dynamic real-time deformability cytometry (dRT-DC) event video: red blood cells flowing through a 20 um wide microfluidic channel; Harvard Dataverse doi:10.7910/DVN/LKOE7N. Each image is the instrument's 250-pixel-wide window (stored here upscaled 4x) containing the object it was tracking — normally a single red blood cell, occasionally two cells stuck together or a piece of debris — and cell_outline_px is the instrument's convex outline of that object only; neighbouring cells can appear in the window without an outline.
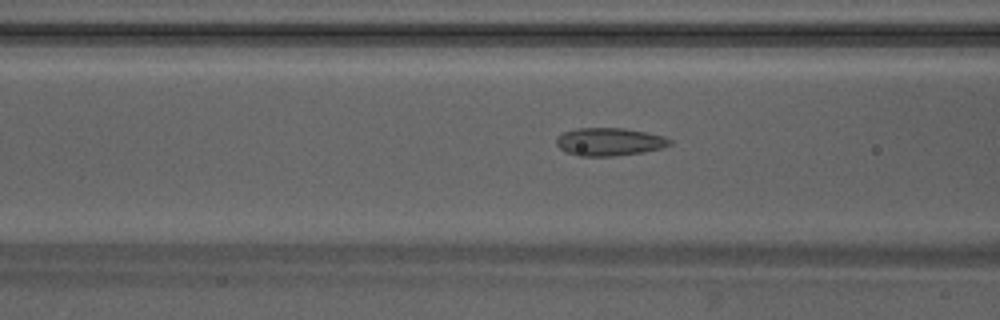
{"species": "Egyptian fruit bat (a non-hibernating species)", "species_latin": "Rousettus aegyptiacus", "temperature_condition": "warm", "stored_images_in_passage": 34, "camera_frame_rate_fps": 3000, "um_per_image_px": 0.085, "animal": {"sex": "male"}, "frame": {"image": 1, "passage_image": 14, "time_ms": 4.333, "image_size_px": [1000, 320], "cell_outline_px": [[672, 144], [660, 148], [644, 152], [612, 156], [580, 156], [564, 152], [556, 144], [556, 136], [564, 132], [576, 128], [624, 128], [664, 136], [672, 140]], "centroid_in_image_um": [51.76, 12.05], "position_along_channel_um": 114.8, "area_um2": 18.5}}
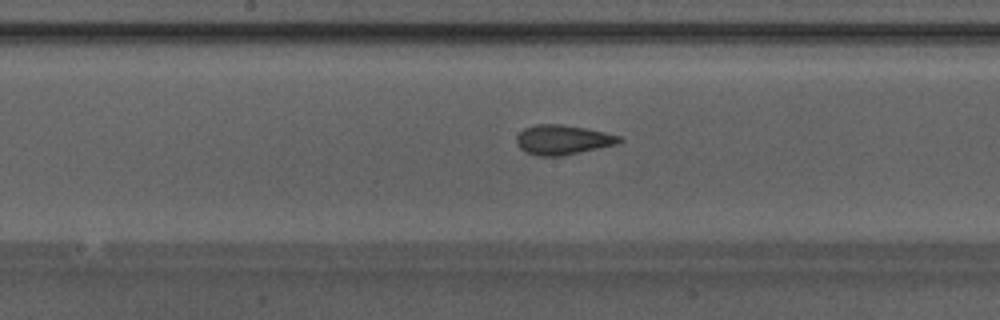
{"frame": {"image": 2, "passage_image": 20, "time_ms": 6.333, "image_size_px": [1000, 320], "cell_outline_px": [[624, 140], [616, 144], [560, 156], [536, 156], [524, 152], [516, 144], [516, 136], [524, 128], [536, 124], [560, 124], [584, 128], [604, 132], [620, 136]], "centroid_in_image_um": [47.78, 11.88], "position_along_channel_um": 200.4, "area_um2": 17.69}}
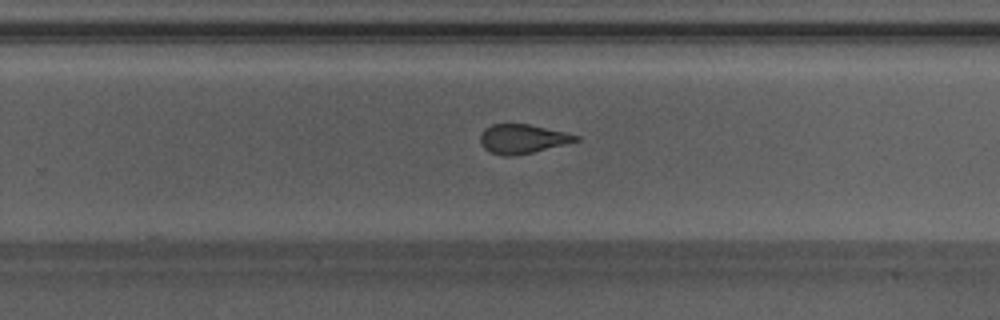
{"frame": {"image": 3, "passage_image": 26, "time_ms": 8.333, "image_size_px": [1000, 320], "cell_outline_px": [[580, 140], [532, 152], [512, 156], [504, 156], [492, 152], [484, 148], [480, 144], [480, 136], [484, 128], [492, 124], [528, 124], [564, 132], [580, 136]], "centroid_in_image_um": [44.38, 11.8], "position_along_channel_um": 285.4, "area_um2": 16.01}}